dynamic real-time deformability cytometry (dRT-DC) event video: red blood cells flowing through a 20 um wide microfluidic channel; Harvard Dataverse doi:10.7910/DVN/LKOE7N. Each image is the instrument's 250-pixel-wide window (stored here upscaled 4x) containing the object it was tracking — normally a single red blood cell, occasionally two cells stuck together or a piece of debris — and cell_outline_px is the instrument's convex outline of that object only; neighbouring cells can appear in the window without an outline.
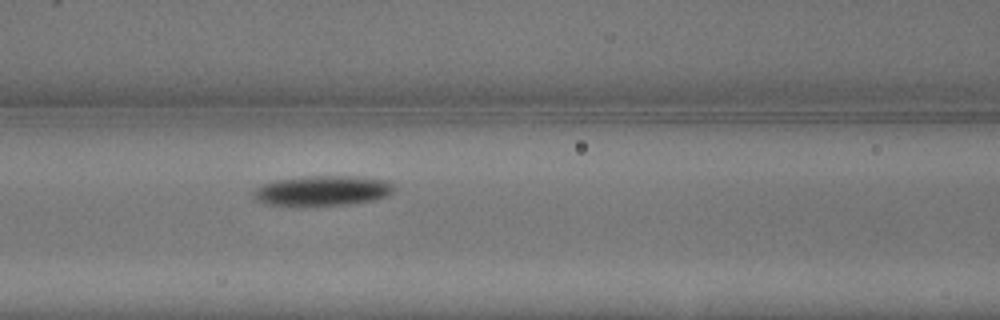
{"species": "common noctule bat (a hibernating species)", "species_latin": "Nyctalus noctula", "temperature_condition": "warm", "stored_images_in_passage": 4, "camera_frame_rate_fps": 3000, "um_per_image_px": 0.085, "animal": {"sex": "male", "body_mass_g": 13.3}, "frame": {"image": 1, "passage_image": 4, "time_ms": 1.0, "image_size_px": [1000, 320], "cell_outline_px": [[396, 188], [388, 196], [376, 200], [348, 204], [260, 204], [256, 200], [252, 192], [256, 188], [264, 184], [276, 180], [304, 176], [352, 176], [388, 180]], "centroid_in_image_um": [27.45, 16.19], "position_along_channel_um": 139.1, "area_um2": 24.33}}